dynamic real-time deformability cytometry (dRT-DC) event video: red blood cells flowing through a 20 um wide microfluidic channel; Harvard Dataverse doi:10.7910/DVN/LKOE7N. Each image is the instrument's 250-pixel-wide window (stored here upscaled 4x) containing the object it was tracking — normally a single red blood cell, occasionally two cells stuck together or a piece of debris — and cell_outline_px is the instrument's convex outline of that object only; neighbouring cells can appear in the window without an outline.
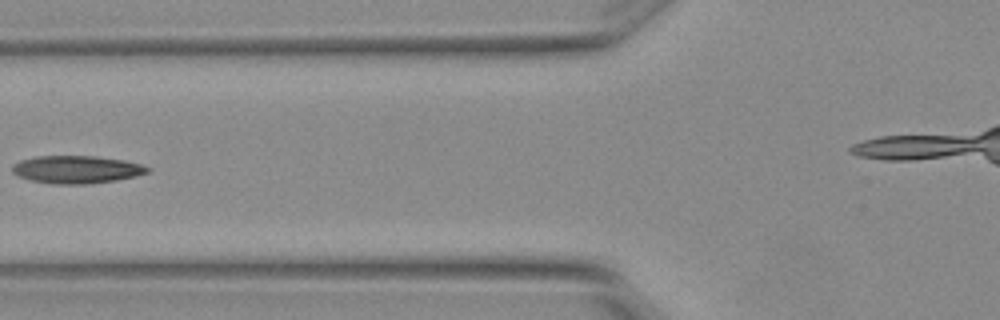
{"species": "Egyptian fruit bat (a non-hibernating species)", "species_latin": "Rousettus aegyptiacus", "temperature_condition": "warm", "stored_images_in_passage": 7, "segment_of_instrument_passage": [1, 2], "camera_frame_rate_fps": 3000, "um_per_image_px": 0.085, "animal": {"sex": "female"}, "frame": {"image": 1, "passage_image": 6, "time_ms": 1.667, "image_size_px": [1000, 320], "cell_outline_px": [[152, 168], [148, 172], [136, 176], [116, 180], [88, 184], [52, 184], [32, 180], [16, 176], [12, 172], [12, 164], [20, 160], [36, 156], [96, 156], [124, 160], [140, 164]], "centroid_in_image_um": [6.49, 14.4], "position_along_channel_um": 119.3, "area_um2": 21.96}}